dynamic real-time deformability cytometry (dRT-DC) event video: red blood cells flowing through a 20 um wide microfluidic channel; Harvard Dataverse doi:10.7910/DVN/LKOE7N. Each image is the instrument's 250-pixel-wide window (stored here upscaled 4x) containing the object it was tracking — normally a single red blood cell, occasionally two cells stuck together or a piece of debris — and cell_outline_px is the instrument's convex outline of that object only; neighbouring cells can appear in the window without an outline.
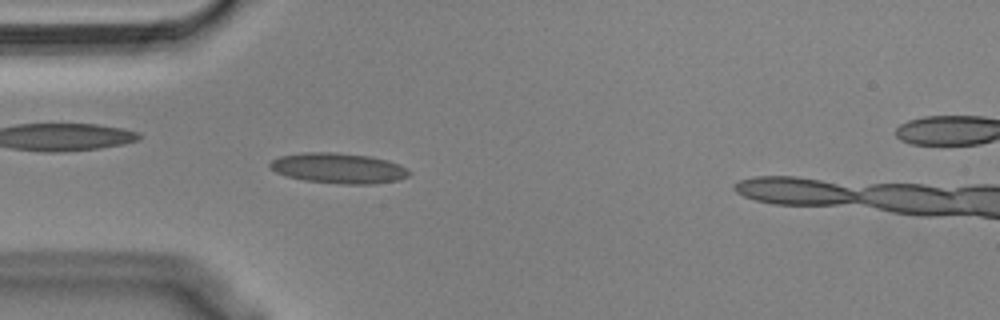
{"species": "Egyptian fruit bat (a non-hibernating species)", "species_latin": "Rousettus aegyptiacus", "temperature_condition": "cold", "stored_images_in_passage": 38, "camera_frame_rate_fps": 3000, "um_per_image_px": 0.085, "animal": {"sex": "male"}, "frame": {"image": 1, "passage_image": 2, "time_ms": 0.333, "image_size_px": [1000, 320], "cell_outline_px": [[412, 172], [408, 176], [400, 180], [376, 184], [340, 184], [304, 180], [288, 176], [276, 172], [268, 164], [272, 160], [280, 156], [304, 152], [336, 152], [372, 156], [388, 160], [400, 164], [408, 168]], "centroid_in_image_um": [28.84, 14.29], "position_along_channel_um": 56.2, "area_um2": 24.91}}
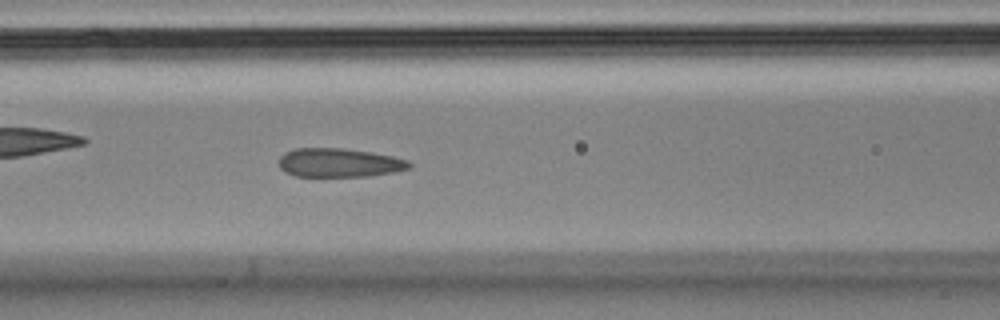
{"frame": {"image": 2, "passage_image": 9, "time_ms": 2.667, "image_size_px": [1000, 320], "cell_outline_px": [[412, 168], [392, 172], [368, 176], [296, 176], [284, 172], [280, 168], [280, 156], [284, 152], [296, 148], [344, 148], [392, 156], [408, 160], [412, 164]], "centroid_in_image_um": [28.82, 13.83], "position_along_channel_um": 137.8, "area_um2": 21.85}}
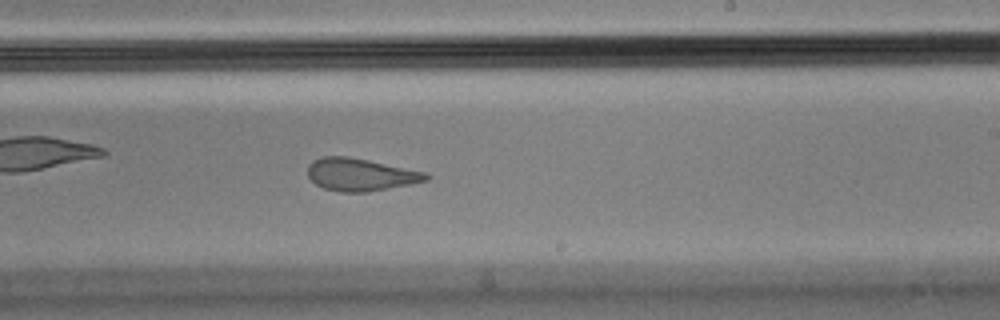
{"frame": {"image": 3, "passage_image": 19, "time_ms": 6.0, "image_size_px": [1000, 320], "cell_outline_px": [[432, 176], [428, 180], [412, 184], [368, 192], [340, 192], [324, 188], [316, 184], [308, 176], [308, 164], [312, 160], [324, 156], [348, 156], [428, 172]], "centroid_in_image_um": [30.68, 14.84], "position_along_channel_um": 258.3, "area_um2": 22.66}, "authors_computed_cell_mechanics": {"area_um2": 22.9177, "velocity_mm_per_s": 3.6232, "shape_relaxation_time_tau1_ms": null, "shape_relaxation_time_tau2_ms": 1.4081, "deformation_change_tau1": null, "deformation_change_tau2": 0.0888}}